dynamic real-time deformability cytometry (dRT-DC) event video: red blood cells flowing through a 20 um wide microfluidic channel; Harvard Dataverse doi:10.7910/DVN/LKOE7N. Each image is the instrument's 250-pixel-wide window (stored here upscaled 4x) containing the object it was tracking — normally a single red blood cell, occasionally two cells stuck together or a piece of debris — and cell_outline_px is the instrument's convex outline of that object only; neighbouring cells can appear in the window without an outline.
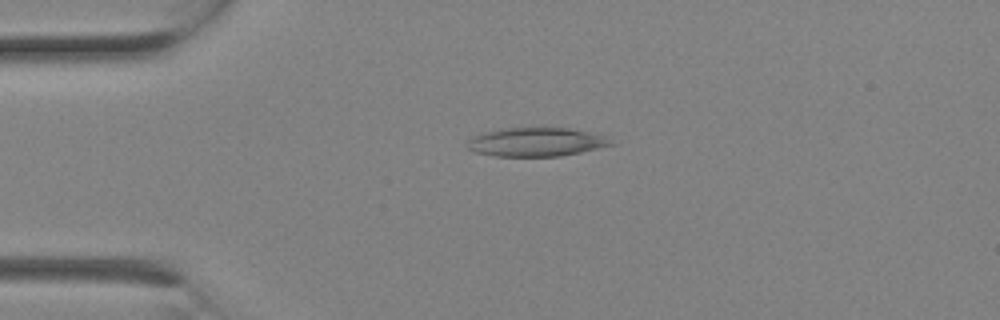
{"species": "Egyptian fruit bat (a non-hibernating species)", "species_latin": "Rousettus aegyptiacus", "temperature_condition": "room temperature", "stored_images_in_passage": 1, "camera_frame_rate_fps": 3000, "um_per_image_px": 0.085, "animal": {"sex": "female"}, "frame": {"image": 1, "passage_image": 1, "time_ms": 0.0, "image_size_px": [1000, 320], "cell_outline_px": [[616, 144], [580, 152], [560, 156], [496, 156], [476, 152], [468, 148], [468, 140], [472, 136], [484, 132], [500, 128], [568, 128], [608, 136]], "centroid_in_image_um": [45.6, 12.06], "position_along_channel_um": 39.4, "area_um2": 24.04}}